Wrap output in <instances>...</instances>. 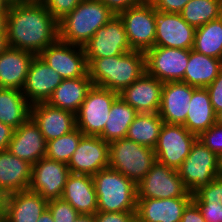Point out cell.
I'll use <instances>...</instances> for the list:
<instances>
[{
    "label": "cell",
    "mask_w": 222,
    "mask_h": 222,
    "mask_svg": "<svg viewBox=\"0 0 222 222\" xmlns=\"http://www.w3.org/2000/svg\"><path fill=\"white\" fill-rule=\"evenodd\" d=\"M6 37L8 47L39 55L59 39L58 21L39 0L10 5Z\"/></svg>",
    "instance_id": "obj_1"
},
{
    "label": "cell",
    "mask_w": 222,
    "mask_h": 222,
    "mask_svg": "<svg viewBox=\"0 0 222 222\" xmlns=\"http://www.w3.org/2000/svg\"><path fill=\"white\" fill-rule=\"evenodd\" d=\"M88 75L94 86L121 93L146 73L145 53L126 52L105 58H86Z\"/></svg>",
    "instance_id": "obj_2"
},
{
    "label": "cell",
    "mask_w": 222,
    "mask_h": 222,
    "mask_svg": "<svg viewBox=\"0 0 222 222\" xmlns=\"http://www.w3.org/2000/svg\"><path fill=\"white\" fill-rule=\"evenodd\" d=\"M114 16L100 0H82L58 22L59 40L83 47Z\"/></svg>",
    "instance_id": "obj_3"
},
{
    "label": "cell",
    "mask_w": 222,
    "mask_h": 222,
    "mask_svg": "<svg viewBox=\"0 0 222 222\" xmlns=\"http://www.w3.org/2000/svg\"><path fill=\"white\" fill-rule=\"evenodd\" d=\"M97 194V211H136V184L110 167L92 176Z\"/></svg>",
    "instance_id": "obj_4"
},
{
    "label": "cell",
    "mask_w": 222,
    "mask_h": 222,
    "mask_svg": "<svg viewBox=\"0 0 222 222\" xmlns=\"http://www.w3.org/2000/svg\"><path fill=\"white\" fill-rule=\"evenodd\" d=\"M157 161L153 148L127 138L109 143V167L119 171L136 185Z\"/></svg>",
    "instance_id": "obj_5"
},
{
    "label": "cell",
    "mask_w": 222,
    "mask_h": 222,
    "mask_svg": "<svg viewBox=\"0 0 222 222\" xmlns=\"http://www.w3.org/2000/svg\"><path fill=\"white\" fill-rule=\"evenodd\" d=\"M117 92L92 86L79 111L76 113V128L84 135L99 136L107 123Z\"/></svg>",
    "instance_id": "obj_6"
},
{
    "label": "cell",
    "mask_w": 222,
    "mask_h": 222,
    "mask_svg": "<svg viewBox=\"0 0 222 222\" xmlns=\"http://www.w3.org/2000/svg\"><path fill=\"white\" fill-rule=\"evenodd\" d=\"M177 171L189 193L194 194L219 176L218 157L196 140Z\"/></svg>",
    "instance_id": "obj_7"
},
{
    "label": "cell",
    "mask_w": 222,
    "mask_h": 222,
    "mask_svg": "<svg viewBox=\"0 0 222 222\" xmlns=\"http://www.w3.org/2000/svg\"><path fill=\"white\" fill-rule=\"evenodd\" d=\"M122 20L129 44L134 51L146 52L155 46L156 24L154 7L149 0L118 14Z\"/></svg>",
    "instance_id": "obj_8"
},
{
    "label": "cell",
    "mask_w": 222,
    "mask_h": 222,
    "mask_svg": "<svg viewBox=\"0 0 222 222\" xmlns=\"http://www.w3.org/2000/svg\"><path fill=\"white\" fill-rule=\"evenodd\" d=\"M137 198L192 197L176 169L156 161L147 175L136 185Z\"/></svg>",
    "instance_id": "obj_9"
},
{
    "label": "cell",
    "mask_w": 222,
    "mask_h": 222,
    "mask_svg": "<svg viewBox=\"0 0 222 222\" xmlns=\"http://www.w3.org/2000/svg\"><path fill=\"white\" fill-rule=\"evenodd\" d=\"M196 140L197 136L183 125L163 123L154 148L157 161L177 170L190 154Z\"/></svg>",
    "instance_id": "obj_10"
},
{
    "label": "cell",
    "mask_w": 222,
    "mask_h": 222,
    "mask_svg": "<svg viewBox=\"0 0 222 222\" xmlns=\"http://www.w3.org/2000/svg\"><path fill=\"white\" fill-rule=\"evenodd\" d=\"M189 49L154 46L145 52L146 73L163 83L182 81Z\"/></svg>",
    "instance_id": "obj_11"
},
{
    "label": "cell",
    "mask_w": 222,
    "mask_h": 222,
    "mask_svg": "<svg viewBox=\"0 0 222 222\" xmlns=\"http://www.w3.org/2000/svg\"><path fill=\"white\" fill-rule=\"evenodd\" d=\"M39 56L58 72L63 80L84 77L88 74V62L82 46L58 39L47 46Z\"/></svg>",
    "instance_id": "obj_12"
},
{
    "label": "cell",
    "mask_w": 222,
    "mask_h": 222,
    "mask_svg": "<svg viewBox=\"0 0 222 222\" xmlns=\"http://www.w3.org/2000/svg\"><path fill=\"white\" fill-rule=\"evenodd\" d=\"M86 58H105L133 51L118 15L114 16L83 45Z\"/></svg>",
    "instance_id": "obj_13"
},
{
    "label": "cell",
    "mask_w": 222,
    "mask_h": 222,
    "mask_svg": "<svg viewBox=\"0 0 222 222\" xmlns=\"http://www.w3.org/2000/svg\"><path fill=\"white\" fill-rule=\"evenodd\" d=\"M69 174L67 164L46 157L41 158L32 165L28 189L39 193L48 201L61 198Z\"/></svg>",
    "instance_id": "obj_14"
},
{
    "label": "cell",
    "mask_w": 222,
    "mask_h": 222,
    "mask_svg": "<svg viewBox=\"0 0 222 222\" xmlns=\"http://www.w3.org/2000/svg\"><path fill=\"white\" fill-rule=\"evenodd\" d=\"M67 165L70 173L95 175L109 167V143L99 136L83 135Z\"/></svg>",
    "instance_id": "obj_15"
},
{
    "label": "cell",
    "mask_w": 222,
    "mask_h": 222,
    "mask_svg": "<svg viewBox=\"0 0 222 222\" xmlns=\"http://www.w3.org/2000/svg\"><path fill=\"white\" fill-rule=\"evenodd\" d=\"M156 24L155 46L192 49L196 28L189 25L180 13H166L154 8Z\"/></svg>",
    "instance_id": "obj_16"
},
{
    "label": "cell",
    "mask_w": 222,
    "mask_h": 222,
    "mask_svg": "<svg viewBox=\"0 0 222 222\" xmlns=\"http://www.w3.org/2000/svg\"><path fill=\"white\" fill-rule=\"evenodd\" d=\"M61 76L39 56L35 55L28 70L22 93L35 104L47 102L62 82Z\"/></svg>",
    "instance_id": "obj_17"
},
{
    "label": "cell",
    "mask_w": 222,
    "mask_h": 222,
    "mask_svg": "<svg viewBox=\"0 0 222 222\" xmlns=\"http://www.w3.org/2000/svg\"><path fill=\"white\" fill-rule=\"evenodd\" d=\"M31 118L38 125L46 142L76 129V114L51 106L47 102L32 104Z\"/></svg>",
    "instance_id": "obj_18"
},
{
    "label": "cell",
    "mask_w": 222,
    "mask_h": 222,
    "mask_svg": "<svg viewBox=\"0 0 222 222\" xmlns=\"http://www.w3.org/2000/svg\"><path fill=\"white\" fill-rule=\"evenodd\" d=\"M163 85L162 81L145 73L119 93V97L138 113H158Z\"/></svg>",
    "instance_id": "obj_19"
},
{
    "label": "cell",
    "mask_w": 222,
    "mask_h": 222,
    "mask_svg": "<svg viewBox=\"0 0 222 222\" xmlns=\"http://www.w3.org/2000/svg\"><path fill=\"white\" fill-rule=\"evenodd\" d=\"M195 89L182 81L164 83L158 112L164 123L181 125L185 123Z\"/></svg>",
    "instance_id": "obj_20"
},
{
    "label": "cell",
    "mask_w": 222,
    "mask_h": 222,
    "mask_svg": "<svg viewBox=\"0 0 222 222\" xmlns=\"http://www.w3.org/2000/svg\"><path fill=\"white\" fill-rule=\"evenodd\" d=\"M192 197L137 198L135 218L139 222H180Z\"/></svg>",
    "instance_id": "obj_21"
},
{
    "label": "cell",
    "mask_w": 222,
    "mask_h": 222,
    "mask_svg": "<svg viewBox=\"0 0 222 222\" xmlns=\"http://www.w3.org/2000/svg\"><path fill=\"white\" fill-rule=\"evenodd\" d=\"M47 142L38 125L30 117L20 127L14 129L7 150L14 156L35 164L46 155Z\"/></svg>",
    "instance_id": "obj_22"
},
{
    "label": "cell",
    "mask_w": 222,
    "mask_h": 222,
    "mask_svg": "<svg viewBox=\"0 0 222 222\" xmlns=\"http://www.w3.org/2000/svg\"><path fill=\"white\" fill-rule=\"evenodd\" d=\"M35 54L7 47L0 54V88L22 90Z\"/></svg>",
    "instance_id": "obj_23"
},
{
    "label": "cell",
    "mask_w": 222,
    "mask_h": 222,
    "mask_svg": "<svg viewBox=\"0 0 222 222\" xmlns=\"http://www.w3.org/2000/svg\"><path fill=\"white\" fill-rule=\"evenodd\" d=\"M61 198L79 214L94 215L97 212V194L90 175L70 173Z\"/></svg>",
    "instance_id": "obj_24"
},
{
    "label": "cell",
    "mask_w": 222,
    "mask_h": 222,
    "mask_svg": "<svg viewBox=\"0 0 222 222\" xmlns=\"http://www.w3.org/2000/svg\"><path fill=\"white\" fill-rule=\"evenodd\" d=\"M48 200L29 189L9 194L5 218L7 222H37L47 209Z\"/></svg>",
    "instance_id": "obj_25"
},
{
    "label": "cell",
    "mask_w": 222,
    "mask_h": 222,
    "mask_svg": "<svg viewBox=\"0 0 222 222\" xmlns=\"http://www.w3.org/2000/svg\"><path fill=\"white\" fill-rule=\"evenodd\" d=\"M32 164L14 156L10 151L0 152V187L8 194L27 190L31 183Z\"/></svg>",
    "instance_id": "obj_26"
},
{
    "label": "cell",
    "mask_w": 222,
    "mask_h": 222,
    "mask_svg": "<svg viewBox=\"0 0 222 222\" xmlns=\"http://www.w3.org/2000/svg\"><path fill=\"white\" fill-rule=\"evenodd\" d=\"M92 86L93 82L88 74L84 77L64 79L47 103L76 114Z\"/></svg>",
    "instance_id": "obj_27"
},
{
    "label": "cell",
    "mask_w": 222,
    "mask_h": 222,
    "mask_svg": "<svg viewBox=\"0 0 222 222\" xmlns=\"http://www.w3.org/2000/svg\"><path fill=\"white\" fill-rule=\"evenodd\" d=\"M186 121L183 126L197 137L216 123V113L211 104L206 88H196L193 91Z\"/></svg>",
    "instance_id": "obj_28"
},
{
    "label": "cell",
    "mask_w": 222,
    "mask_h": 222,
    "mask_svg": "<svg viewBox=\"0 0 222 222\" xmlns=\"http://www.w3.org/2000/svg\"><path fill=\"white\" fill-rule=\"evenodd\" d=\"M222 60L189 49V60L183 82L195 88H206L219 75Z\"/></svg>",
    "instance_id": "obj_29"
},
{
    "label": "cell",
    "mask_w": 222,
    "mask_h": 222,
    "mask_svg": "<svg viewBox=\"0 0 222 222\" xmlns=\"http://www.w3.org/2000/svg\"><path fill=\"white\" fill-rule=\"evenodd\" d=\"M31 103L22 90L0 88V122L14 129L31 117Z\"/></svg>",
    "instance_id": "obj_30"
},
{
    "label": "cell",
    "mask_w": 222,
    "mask_h": 222,
    "mask_svg": "<svg viewBox=\"0 0 222 222\" xmlns=\"http://www.w3.org/2000/svg\"><path fill=\"white\" fill-rule=\"evenodd\" d=\"M138 114L133 107L118 97L111 106L109 119L99 137L108 143L126 138L129 126Z\"/></svg>",
    "instance_id": "obj_31"
},
{
    "label": "cell",
    "mask_w": 222,
    "mask_h": 222,
    "mask_svg": "<svg viewBox=\"0 0 222 222\" xmlns=\"http://www.w3.org/2000/svg\"><path fill=\"white\" fill-rule=\"evenodd\" d=\"M206 222H222V177H216L192 196Z\"/></svg>",
    "instance_id": "obj_32"
},
{
    "label": "cell",
    "mask_w": 222,
    "mask_h": 222,
    "mask_svg": "<svg viewBox=\"0 0 222 222\" xmlns=\"http://www.w3.org/2000/svg\"><path fill=\"white\" fill-rule=\"evenodd\" d=\"M163 123L158 113H139L129 126L126 138L154 149Z\"/></svg>",
    "instance_id": "obj_33"
},
{
    "label": "cell",
    "mask_w": 222,
    "mask_h": 222,
    "mask_svg": "<svg viewBox=\"0 0 222 222\" xmlns=\"http://www.w3.org/2000/svg\"><path fill=\"white\" fill-rule=\"evenodd\" d=\"M192 49L222 60V16L196 28Z\"/></svg>",
    "instance_id": "obj_34"
},
{
    "label": "cell",
    "mask_w": 222,
    "mask_h": 222,
    "mask_svg": "<svg viewBox=\"0 0 222 222\" xmlns=\"http://www.w3.org/2000/svg\"><path fill=\"white\" fill-rule=\"evenodd\" d=\"M180 15L189 25L201 27L222 16V0H190Z\"/></svg>",
    "instance_id": "obj_35"
},
{
    "label": "cell",
    "mask_w": 222,
    "mask_h": 222,
    "mask_svg": "<svg viewBox=\"0 0 222 222\" xmlns=\"http://www.w3.org/2000/svg\"><path fill=\"white\" fill-rule=\"evenodd\" d=\"M84 134L76 128L72 132L47 142L45 157L68 164Z\"/></svg>",
    "instance_id": "obj_36"
},
{
    "label": "cell",
    "mask_w": 222,
    "mask_h": 222,
    "mask_svg": "<svg viewBox=\"0 0 222 222\" xmlns=\"http://www.w3.org/2000/svg\"><path fill=\"white\" fill-rule=\"evenodd\" d=\"M47 209L50 211L54 222H74V220L80 215L62 198L49 200Z\"/></svg>",
    "instance_id": "obj_37"
},
{
    "label": "cell",
    "mask_w": 222,
    "mask_h": 222,
    "mask_svg": "<svg viewBox=\"0 0 222 222\" xmlns=\"http://www.w3.org/2000/svg\"><path fill=\"white\" fill-rule=\"evenodd\" d=\"M197 140L218 156L222 152V125L213 124Z\"/></svg>",
    "instance_id": "obj_38"
},
{
    "label": "cell",
    "mask_w": 222,
    "mask_h": 222,
    "mask_svg": "<svg viewBox=\"0 0 222 222\" xmlns=\"http://www.w3.org/2000/svg\"><path fill=\"white\" fill-rule=\"evenodd\" d=\"M59 22L72 12L82 0H39Z\"/></svg>",
    "instance_id": "obj_39"
},
{
    "label": "cell",
    "mask_w": 222,
    "mask_h": 222,
    "mask_svg": "<svg viewBox=\"0 0 222 222\" xmlns=\"http://www.w3.org/2000/svg\"><path fill=\"white\" fill-rule=\"evenodd\" d=\"M136 211L125 212H101L94 214L95 222H132L135 219Z\"/></svg>",
    "instance_id": "obj_40"
},
{
    "label": "cell",
    "mask_w": 222,
    "mask_h": 222,
    "mask_svg": "<svg viewBox=\"0 0 222 222\" xmlns=\"http://www.w3.org/2000/svg\"><path fill=\"white\" fill-rule=\"evenodd\" d=\"M209 92L211 104L215 113L222 110V69L217 78L206 87Z\"/></svg>",
    "instance_id": "obj_41"
},
{
    "label": "cell",
    "mask_w": 222,
    "mask_h": 222,
    "mask_svg": "<svg viewBox=\"0 0 222 222\" xmlns=\"http://www.w3.org/2000/svg\"><path fill=\"white\" fill-rule=\"evenodd\" d=\"M156 11L180 13L190 0H149Z\"/></svg>",
    "instance_id": "obj_42"
},
{
    "label": "cell",
    "mask_w": 222,
    "mask_h": 222,
    "mask_svg": "<svg viewBox=\"0 0 222 222\" xmlns=\"http://www.w3.org/2000/svg\"><path fill=\"white\" fill-rule=\"evenodd\" d=\"M104 3L115 15L128 10L130 7L140 4L143 0H100Z\"/></svg>",
    "instance_id": "obj_43"
},
{
    "label": "cell",
    "mask_w": 222,
    "mask_h": 222,
    "mask_svg": "<svg viewBox=\"0 0 222 222\" xmlns=\"http://www.w3.org/2000/svg\"><path fill=\"white\" fill-rule=\"evenodd\" d=\"M180 222H206L197 205L191 201L184 209Z\"/></svg>",
    "instance_id": "obj_44"
},
{
    "label": "cell",
    "mask_w": 222,
    "mask_h": 222,
    "mask_svg": "<svg viewBox=\"0 0 222 222\" xmlns=\"http://www.w3.org/2000/svg\"><path fill=\"white\" fill-rule=\"evenodd\" d=\"M14 128L0 122V152L7 150L9 142L12 139Z\"/></svg>",
    "instance_id": "obj_45"
},
{
    "label": "cell",
    "mask_w": 222,
    "mask_h": 222,
    "mask_svg": "<svg viewBox=\"0 0 222 222\" xmlns=\"http://www.w3.org/2000/svg\"><path fill=\"white\" fill-rule=\"evenodd\" d=\"M9 194L0 187V216H5Z\"/></svg>",
    "instance_id": "obj_46"
},
{
    "label": "cell",
    "mask_w": 222,
    "mask_h": 222,
    "mask_svg": "<svg viewBox=\"0 0 222 222\" xmlns=\"http://www.w3.org/2000/svg\"><path fill=\"white\" fill-rule=\"evenodd\" d=\"M8 13H0V33H6Z\"/></svg>",
    "instance_id": "obj_47"
},
{
    "label": "cell",
    "mask_w": 222,
    "mask_h": 222,
    "mask_svg": "<svg viewBox=\"0 0 222 222\" xmlns=\"http://www.w3.org/2000/svg\"><path fill=\"white\" fill-rule=\"evenodd\" d=\"M37 222H54V219L48 209L38 218Z\"/></svg>",
    "instance_id": "obj_48"
},
{
    "label": "cell",
    "mask_w": 222,
    "mask_h": 222,
    "mask_svg": "<svg viewBox=\"0 0 222 222\" xmlns=\"http://www.w3.org/2000/svg\"><path fill=\"white\" fill-rule=\"evenodd\" d=\"M74 222H95L94 215L80 214Z\"/></svg>",
    "instance_id": "obj_49"
},
{
    "label": "cell",
    "mask_w": 222,
    "mask_h": 222,
    "mask_svg": "<svg viewBox=\"0 0 222 222\" xmlns=\"http://www.w3.org/2000/svg\"><path fill=\"white\" fill-rule=\"evenodd\" d=\"M8 47L6 33H0V54Z\"/></svg>",
    "instance_id": "obj_50"
},
{
    "label": "cell",
    "mask_w": 222,
    "mask_h": 222,
    "mask_svg": "<svg viewBox=\"0 0 222 222\" xmlns=\"http://www.w3.org/2000/svg\"><path fill=\"white\" fill-rule=\"evenodd\" d=\"M10 5L6 0H0V13H8Z\"/></svg>",
    "instance_id": "obj_51"
},
{
    "label": "cell",
    "mask_w": 222,
    "mask_h": 222,
    "mask_svg": "<svg viewBox=\"0 0 222 222\" xmlns=\"http://www.w3.org/2000/svg\"><path fill=\"white\" fill-rule=\"evenodd\" d=\"M217 157H218V174L219 177H222V152Z\"/></svg>",
    "instance_id": "obj_52"
},
{
    "label": "cell",
    "mask_w": 222,
    "mask_h": 222,
    "mask_svg": "<svg viewBox=\"0 0 222 222\" xmlns=\"http://www.w3.org/2000/svg\"><path fill=\"white\" fill-rule=\"evenodd\" d=\"M9 5L21 4L27 2L28 0H6Z\"/></svg>",
    "instance_id": "obj_53"
},
{
    "label": "cell",
    "mask_w": 222,
    "mask_h": 222,
    "mask_svg": "<svg viewBox=\"0 0 222 222\" xmlns=\"http://www.w3.org/2000/svg\"><path fill=\"white\" fill-rule=\"evenodd\" d=\"M216 123L222 125V110L216 114Z\"/></svg>",
    "instance_id": "obj_54"
},
{
    "label": "cell",
    "mask_w": 222,
    "mask_h": 222,
    "mask_svg": "<svg viewBox=\"0 0 222 222\" xmlns=\"http://www.w3.org/2000/svg\"><path fill=\"white\" fill-rule=\"evenodd\" d=\"M0 222H7L5 216H0Z\"/></svg>",
    "instance_id": "obj_55"
},
{
    "label": "cell",
    "mask_w": 222,
    "mask_h": 222,
    "mask_svg": "<svg viewBox=\"0 0 222 222\" xmlns=\"http://www.w3.org/2000/svg\"><path fill=\"white\" fill-rule=\"evenodd\" d=\"M132 222H139L136 218Z\"/></svg>",
    "instance_id": "obj_56"
}]
</instances>
